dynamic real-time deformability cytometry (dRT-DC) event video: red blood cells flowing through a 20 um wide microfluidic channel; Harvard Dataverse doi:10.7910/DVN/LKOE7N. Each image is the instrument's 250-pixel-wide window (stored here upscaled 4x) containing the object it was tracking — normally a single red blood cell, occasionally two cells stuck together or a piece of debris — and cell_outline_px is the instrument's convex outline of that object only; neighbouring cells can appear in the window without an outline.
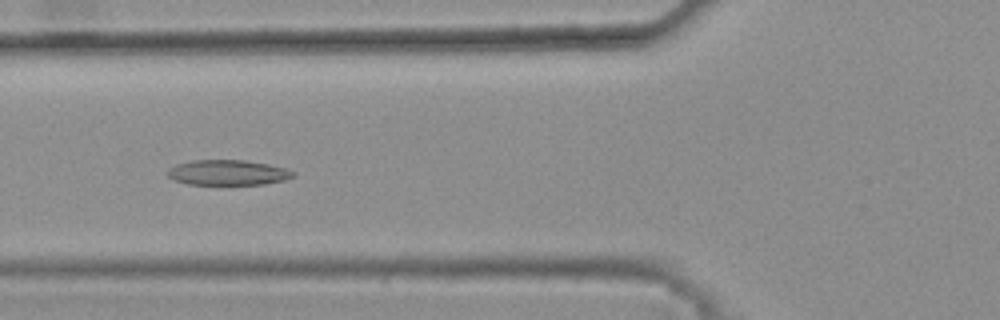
{"species": "common noctule bat (a hibernating species)", "species_latin": "Nyctalus noctula", "temperature_condition": "warm", "stored_images_in_passage": 44, "camera_frame_rate_fps": 3000, "um_per_image_px": 0.085, "animal": {"sex": "female", "body_mass_g": 25.1}, "frame": {"image": 1, "passage_image": 19, "time_ms": 6.0, "image_size_px": [1000, 320], "cell_outline_px": [[296, 176], [284, 180], [264, 184], [188, 184], [172, 180], [168, 176], [168, 172], [176, 164], [192, 160], [244, 160], [268, 164], [284, 168], [296, 172]], "centroid_in_image_um": [19.39, 14.67], "position_along_channel_um": 106.4, "area_um2": 18.38}}
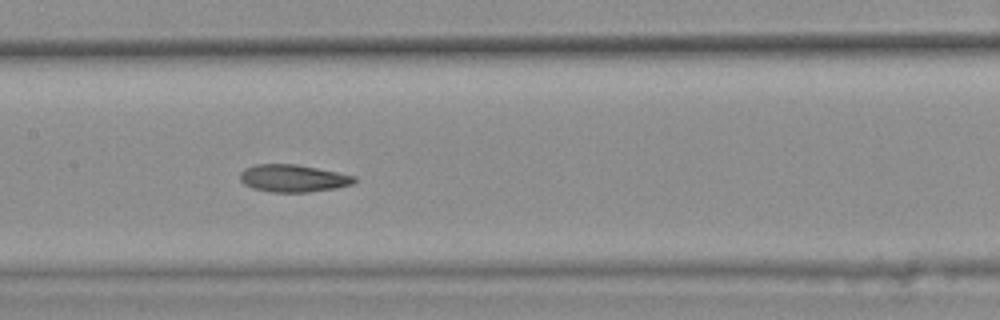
{"frame": {"image": 2, "passage_image": 25, "time_ms": 8.0, "image_size_px": [1000, 320], "cell_outline_px": [[356, 180], [352, 184], [336, 188], [308, 192], [272, 192], [252, 188], [244, 184], [240, 180], [240, 172], [244, 168], [256, 164], [296, 164], [356, 176]], "centroid_in_image_um": [24.88, 15.15], "position_along_channel_um": 182.5, "area_um2": 18.21}}
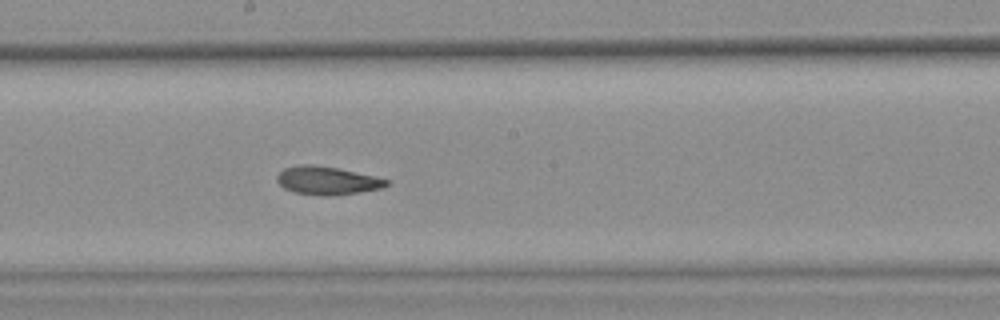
{"frame": {"image": 3, "passage_image": 28, "time_ms": 9.0, "image_size_px": [1000, 320], "cell_outline_px": [[388, 184], [384, 188], [360, 192], [332, 196], [320, 196], [292, 192], [284, 188], [276, 180], [276, 176], [284, 168], [296, 164], [312, 164], [336, 168], [376, 176], [388, 180]], "centroid_in_image_um": [27.79, 15.35], "position_along_channel_um": 220.4, "area_um2": 18.21}, "authors_computed_cell_mechanics": {"area_um2": 18.3226, "velocity_mm_per_s": 3.7986, "shape_relaxation_time_tau1_ms": null, "shape_relaxation_time_tau2_ms": 3.7969, "deformation_change_tau1": null, "deformation_change_tau2": 0.102}}